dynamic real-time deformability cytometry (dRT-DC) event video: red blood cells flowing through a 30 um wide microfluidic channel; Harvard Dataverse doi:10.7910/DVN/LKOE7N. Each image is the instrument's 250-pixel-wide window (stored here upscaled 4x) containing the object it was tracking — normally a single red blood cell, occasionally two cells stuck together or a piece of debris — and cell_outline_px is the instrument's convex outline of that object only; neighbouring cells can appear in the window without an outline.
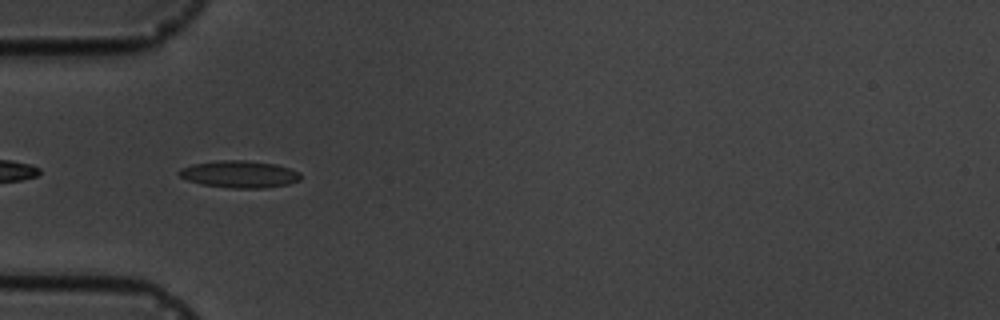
{"species": "common noctule bat (a hibernating species)", "species_latin": "Nyctalus noctula", "temperature_condition": "cold", "stored_images_in_passage": 16, "camera_frame_rate_fps": 3000, "um_per_image_px": 0.085, "animal": {"sex": "male", "body_mass_g": 19.5, "forearm_length_mm": 54.6}, "frame": {"image": 1, "passage_image": 5, "time_ms": 5.333, "image_size_px": [1000, 320], "cell_outline_px": [[300, 180], [288, 184], [264, 188], [232, 188], [200, 184], [188, 180], [180, 176], [176, 172], [180, 168], [192, 164], [216, 160], [244, 160], [276, 164], [300, 172]], "centroid_in_image_um": [20.32, 14.8], "position_along_channel_um": 64.7, "area_um2": 19.25}}
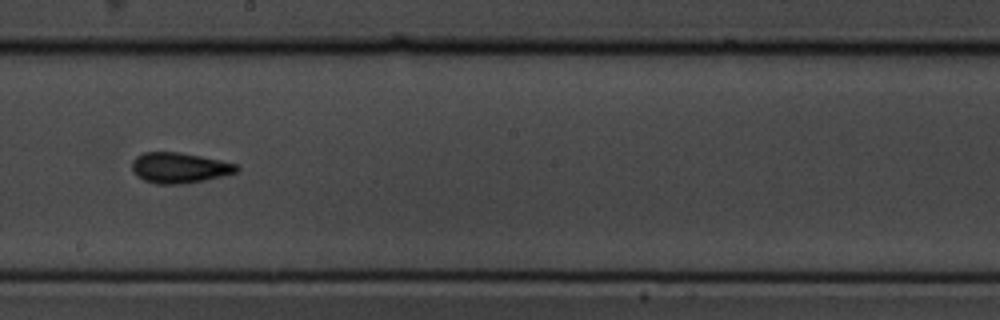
{"frame": {"image": 2, "passage_image": 9, "time_ms": 10.0, "image_size_px": [1000, 320], "cell_outline_px": [[240, 168], [236, 172], [204, 180], [180, 184], [156, 184], [144, 180], [136, 176], [132, 172], [132, 160], [136, 156], [144, 152], [180, 152], [220, 160], [236, 164]], "centroid_in_image_um": [15.2, 14.26], "position_along_channel_um": 233.0, "area_um2": 18.55}}
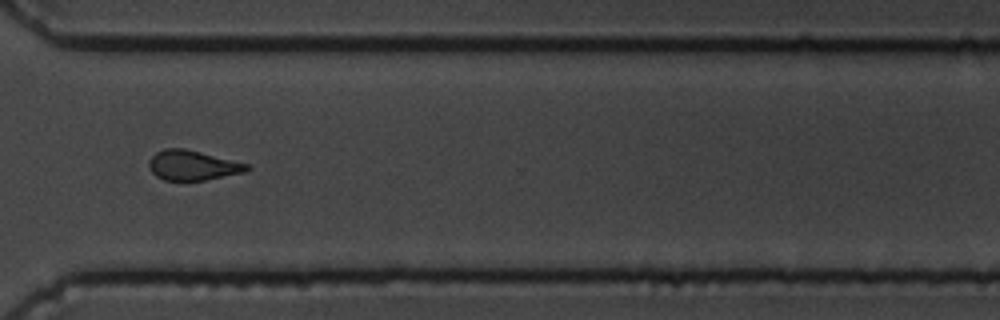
{"frame": {"image": 3, "passage_image": 12, "time_ms": 13.333, "image_size_px": [1000, 320], "cell_outline_px": [[252, 168], [244, 172], [204, 180], [164, 180], [156, 176], [152, 172], [148, 164], [148, 160], [156, 152], [164, 148], [184, 148], [248, 164]], "centroid_in_image_um": [16.34, 14.05], "position_along_channel_um": 354.3, "area_um2": 16.88}, "authors_computed_cell_mechanics": {"area_um2": 18.2937, "velocity_mm_per_s": 3.6426, "shape_relaxation_time_tau1_ms": 3.0259, "shape_relaxation_time_tau2_ms": 2.1844, "deformation_change_tau1": 0.0756, "deformation_change_tau2": 0.0652}}